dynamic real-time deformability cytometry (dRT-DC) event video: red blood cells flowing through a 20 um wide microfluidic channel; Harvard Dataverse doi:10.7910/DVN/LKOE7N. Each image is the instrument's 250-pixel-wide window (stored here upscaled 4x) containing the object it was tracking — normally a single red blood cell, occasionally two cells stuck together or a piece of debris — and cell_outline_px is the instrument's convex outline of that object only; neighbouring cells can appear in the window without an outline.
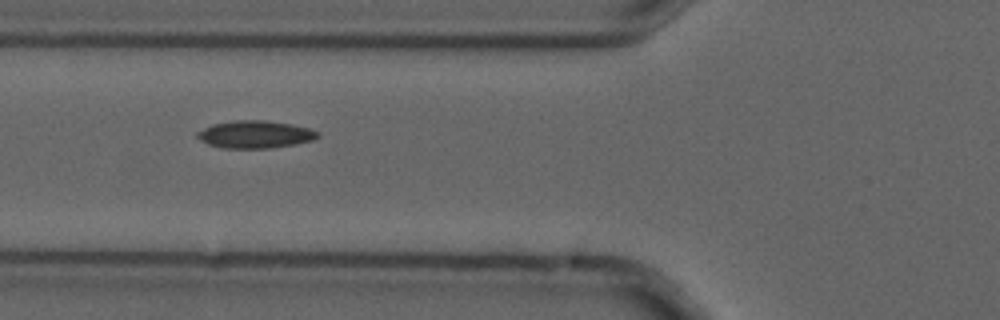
{"species": "common noctule bat (a hibernating species)", "species_latin": "Nyctalus noctula", "temperature_condition": "cold", "stored_images_in_passage": 8, "camera_frame_rate_fps": 3000, "um_per_image_px": 0.085, "animal": {"sex": "male", "forearm_length_mm": 52.5}, "frame": {"image": 1, "passage_image": 5, "time_ms": 1.333, "image_size_px": [1000, 320], "cell_outline_px": [[320, 136], [312, 140], [296, 144], [272, 148], [224, 148], [208, 144], [196, 136], [196, 132], [212, 124], [232, 120], [264, 120], [292, 124], [308, 128], [320, 132]], "centroid_in_image_um": [21.7, 11.42], "position_along_channel_um": 104.1, "area_um2": 19.36}}
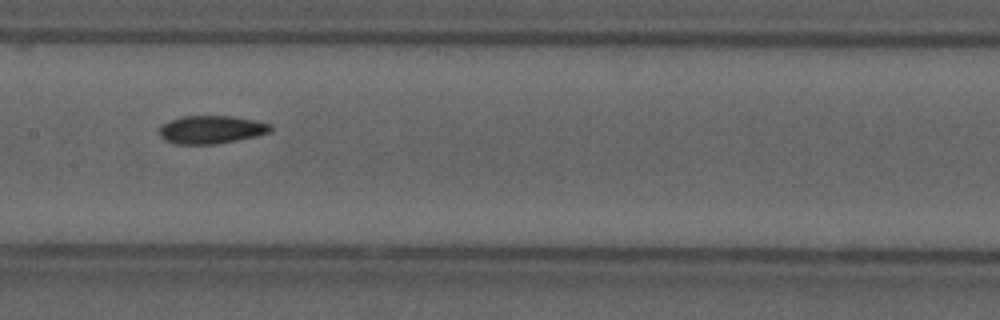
{"frame": {"image": 2, "passage_image": 7, "time_ms": 2.0, "image_size_px": [1000, 320], "cell_outline_px": [[272, 128], [268, 132], [256, 136], [216, 144], [172, 144], [164, 140], [160, 136], [160, 124], [184, 116], [232, 116], [256, 120], [268, 124]], "centroid_in_image_um": [17.91, 11.02], "position_along_channel_um": 189.5, "area_um2": 18.09}}
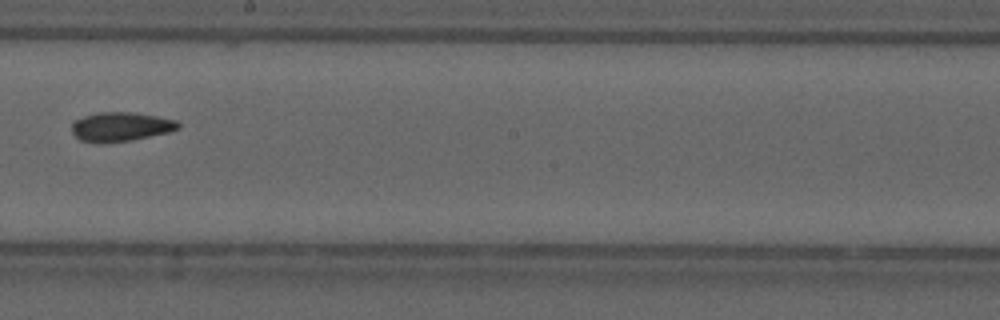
{"frame": {"image": 3, "passage_image": 8, "time_ms": 2.333, "image_size_px": [1000, 320], "cell_outline_px": [[180, 128], [168, 132], [132, 140], [100, 144], [80, 140], [72, 132], [72, 120], [96, 112], [132, 112], [156, 116], [176, 120], [180, 124]], "centroid_in_image_um": [10.22, 10.77], "position_along_channel_um": 238.0, "area_um2": 18.26}}